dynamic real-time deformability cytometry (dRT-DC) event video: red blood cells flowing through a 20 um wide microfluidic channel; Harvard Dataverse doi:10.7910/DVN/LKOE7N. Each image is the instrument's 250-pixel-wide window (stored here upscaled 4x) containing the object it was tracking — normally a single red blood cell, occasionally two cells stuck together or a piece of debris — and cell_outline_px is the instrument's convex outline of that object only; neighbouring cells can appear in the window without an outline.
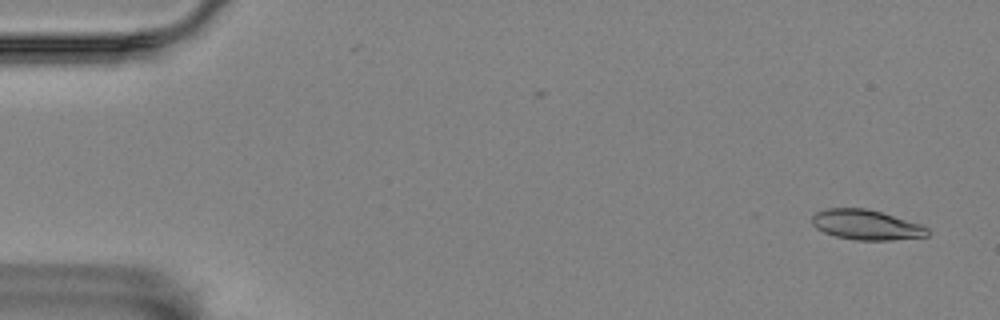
{"species": "Egyptian fruit bat (a non-hibernating species)", "species_latin": "Rousettus aegyptiacus", "temperature_condition": "room temperature", "stored_images_in_passage": 6, "camera_frame_rate_fps": 3000, "um_per_image_px": 0.085, "animal": {"sex": "female"}, "frame": {"image": 1, "passage_image": 1, "time_ms": 0.0, "image_size_px": [1000, 320], "cell_outline_px": [[928, 236], [892, 240], [856, 240], [836, 236], [824, 232], [816, 228], [812, 224], [812, 216], [816, 212], [828, 208], [864, 208], [880, 212], [920, 224], [928, 228]], "centroid_in_image_um": [73.61, 19.11], "position_along_channel_um": 11.4, "area_um2": 20.0}}